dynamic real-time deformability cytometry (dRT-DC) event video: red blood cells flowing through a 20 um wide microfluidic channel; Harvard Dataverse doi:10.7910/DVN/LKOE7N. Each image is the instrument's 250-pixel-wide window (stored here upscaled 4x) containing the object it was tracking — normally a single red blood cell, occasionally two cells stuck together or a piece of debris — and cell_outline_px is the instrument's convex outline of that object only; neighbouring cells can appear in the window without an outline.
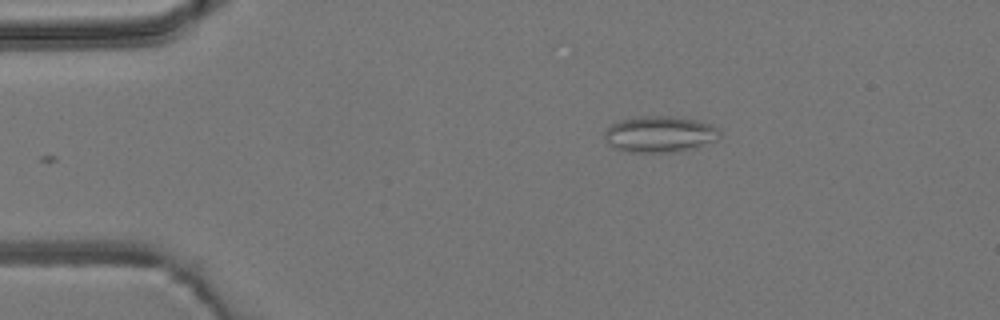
{"species": "common noctule bat (a hibernating species)", "species_latin": "Nyctalus noctula", "temperature_condition": "room temperature", "stored_images_in_passage": 5, "camera_frame_rate_fps": 3000, "um_per_image_px": 0.085, "animal": {"sex": "male", "body_mass_g": 19.2, "forearm_length_mm": 51.8}, "frame": {"image": 1, "passage_image": 2, "time_ms": 2.0, "image_size_px": [1000, 320], "cell_outline_px": [[720, 136], [716, 140], [696, 148], [676, 152], [624, 152], [612, 148], [608, 144], [604, 136], [604, 132], [612, 124], [620, 120], [640, 116], [668, 116], [696, 120], [720, 128]], "centroid_in_image_um": [56.06, 11.42], "position_along_channel_um": 28.9, "area_um2": 24.51}}
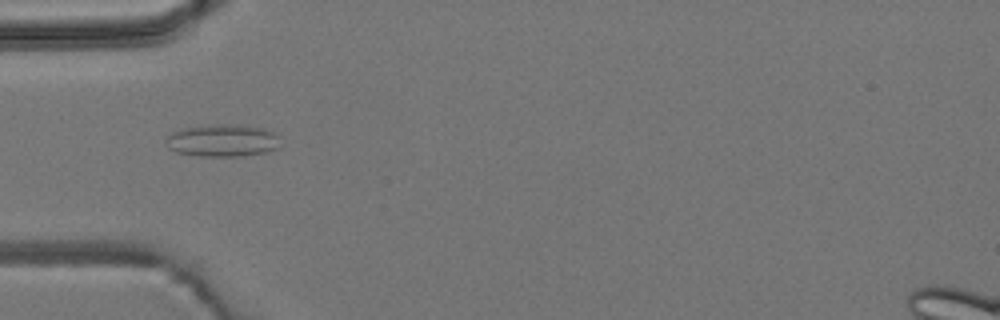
{"frame": {"image": 2, "passage_image": 4, "time_ms": 4.333, "image_size_px": [1000, 320], "cell_outline_px": [[280, 148], [264, 152], [240, 156], [200, 156], [176, 152], [168, 148], [164, 144], [168, 136], [172, 132], [184, 128], [212, 124], [236, 124], [264, 128], [280, 136]], "centroid_in_image_um": [18.93, 11.94], "position_along_channel_um": 66.1, "area_um2": 21.79}}